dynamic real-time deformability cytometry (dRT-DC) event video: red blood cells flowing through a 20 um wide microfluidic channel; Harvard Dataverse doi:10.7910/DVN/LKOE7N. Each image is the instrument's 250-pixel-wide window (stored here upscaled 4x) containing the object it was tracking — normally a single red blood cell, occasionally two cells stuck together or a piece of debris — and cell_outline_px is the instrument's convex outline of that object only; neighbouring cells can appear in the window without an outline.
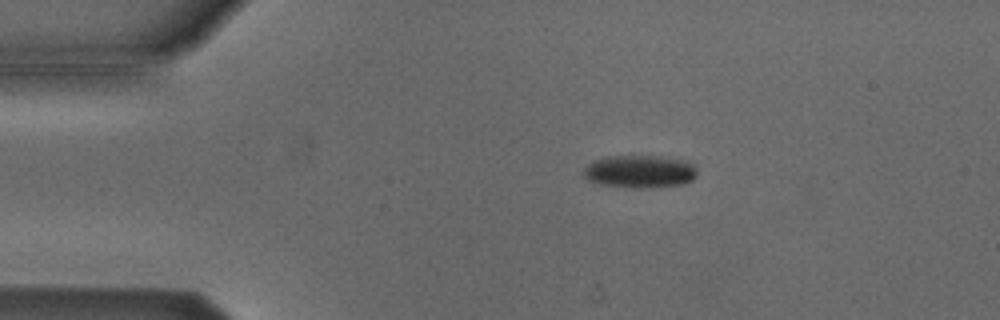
{"species": "Egyptian fruit bat (a non-hibernating species)", "species_latin": "Rousettus aegyptiacus", "temperature_condition": "cold", "stored_images_in_passage": 54, "camera_frame_rate_fps": 3000, "um_per_image_px": 0.085, "animal": {"sex": "male"}, "frame": {"image": 1, "passage_image": 11, "time_ms": 3.333, "image_size_px": [1000, 320], "cell_outline_px": [[696, 176], [692, 180], [684, 184], [644, 188], [640, 188], [600, 184], [588, 180], [584, 176], [584, 168], [592, 160], [608, 156], [660, 156], [680, 160], [692, 164], [696, 168]], "centroid_in_image_um": [54.36, 14.57], "position_along_channel_um": 30.6, "area_um2": 21.5}}
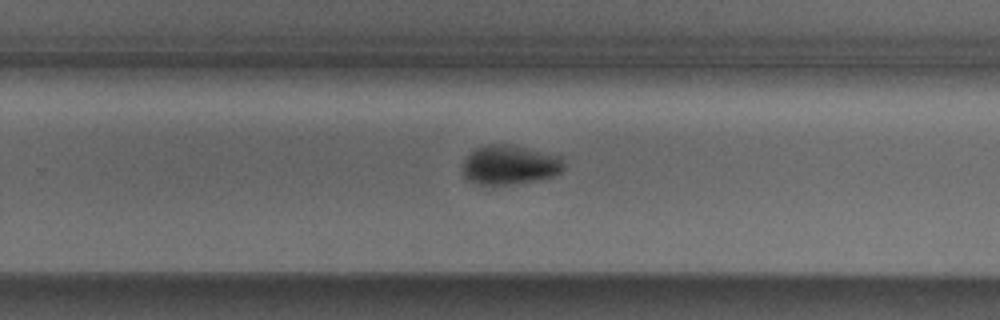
{"frame": {"image": 2, "passage_image": 35, "time_ms": 11.333, "image_size_px": [1000, 320], "cell_outline_px": [[564, 168], [560, 172], [552, 176], [536, 180], [512, 184], [480, 184], [468, 180], [460, 172], [460, 164], [476, 148], [484, 144], [508, 144], [560, 156], [564, 164]], "centroid_in_image_um": [43.26, 14.01], "position_along_channel_um": 286.5, "area_um2": 23.18}}
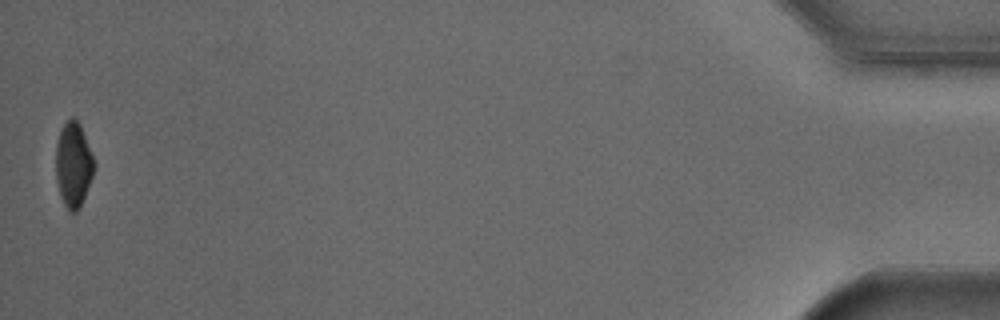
{"frame": {"image": 3, "passage_image": 54, "time_ms": 17.667, "image_size_px": [1000, 320], "cell_outline_px": [[96, 164], [92, 176], [80, 208], [76, 212], [72, 212], [64, 204], [60, 196], [56, 180], [56, 144], [60, 132], [64, 124], [72, 116], [80, 124]], "centroid_in_image_um": [6.24, 14.0], "position_along_channel_um": 429.0, "area_um2": 18.79}, "authors_computed_cell_mechanics": {"area_um2": 21.7328, "velocity_mm_per_s": 3.8223, "shape_relaxation_time_tau1_ms": 3.8323, "shape_relaxation_time_tau2_ms": null, "deformation_change_tau1": 0.0882, "deformation_change_tau2": null}}